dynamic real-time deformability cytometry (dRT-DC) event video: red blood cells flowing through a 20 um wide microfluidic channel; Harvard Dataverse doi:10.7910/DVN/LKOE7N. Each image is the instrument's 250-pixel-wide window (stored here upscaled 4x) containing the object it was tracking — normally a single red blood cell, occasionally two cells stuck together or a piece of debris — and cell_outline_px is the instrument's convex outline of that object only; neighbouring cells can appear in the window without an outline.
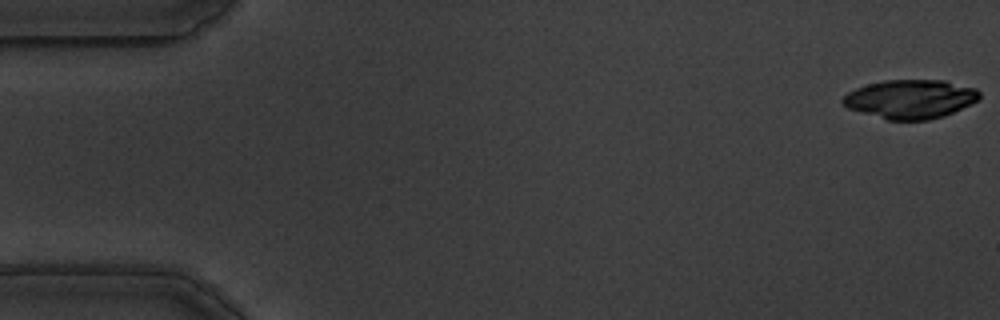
{"species": "common noctule bat (a hibernating species)", "species_latin": "Nyctalus noctula", "temperature_condition": "warm", "stored_images_in_passage": 57, "camera_frame_rate_fps": 3000, "um_per_image_px": 0.085, "animal": {"sex": "male", "body_mass_g": 19.5, "forearm_length_mm": 54.6}, "frame": {"image": 1, "passage_image": 1, "time_ms": 0.0, "image_size_px": [1000, 320], "cell_outline_px": [[980, 100], [944, 116], [928, 120], [888, 120], [848, 108], [840, 100], [848, 92], [856, 88], [868, 84], [884, 80], [944, 80], [976, 88], [980, 92]], "centroid_in_image_um": [77.41, 8.42], "position_along_channel_um": 7.6, "area_um2": 30.98}}